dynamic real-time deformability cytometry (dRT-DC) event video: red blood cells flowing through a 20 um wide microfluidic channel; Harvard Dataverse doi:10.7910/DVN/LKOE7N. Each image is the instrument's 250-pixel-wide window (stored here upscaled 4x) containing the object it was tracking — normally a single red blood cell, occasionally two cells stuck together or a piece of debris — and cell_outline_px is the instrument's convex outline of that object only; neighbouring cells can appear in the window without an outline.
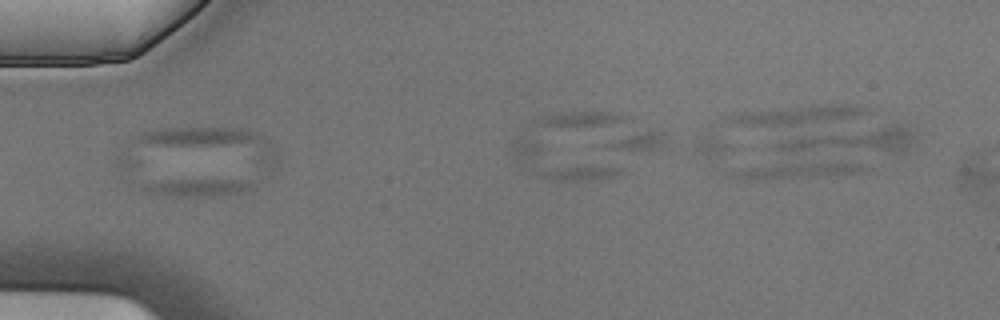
{"species": "Egyptian fruit bat (a non-hibernating species)", "species_latin": "Rousettus aegyptiacus", "temperature_condition": "cold", "stored_images_in_passage": 4, "camera_frame_rate_fps": 3000, "um_per_image_px": 0.085, "animal": {"sex": "male"}, "frame": {"image": 1, "passage_image": 3, "time_ms": 0.667, "image_size_px": [1000, 320], "cell_outline_px": [[256, 184], [252, 188], [228, 196], [168, 196], [148, 192], [140, 184], [168, 180], [256, 180]], "centroid_in_image_um": [16.9, 15.94], "position_along_channel_um": 68.1, "area_um2": 11.27}}